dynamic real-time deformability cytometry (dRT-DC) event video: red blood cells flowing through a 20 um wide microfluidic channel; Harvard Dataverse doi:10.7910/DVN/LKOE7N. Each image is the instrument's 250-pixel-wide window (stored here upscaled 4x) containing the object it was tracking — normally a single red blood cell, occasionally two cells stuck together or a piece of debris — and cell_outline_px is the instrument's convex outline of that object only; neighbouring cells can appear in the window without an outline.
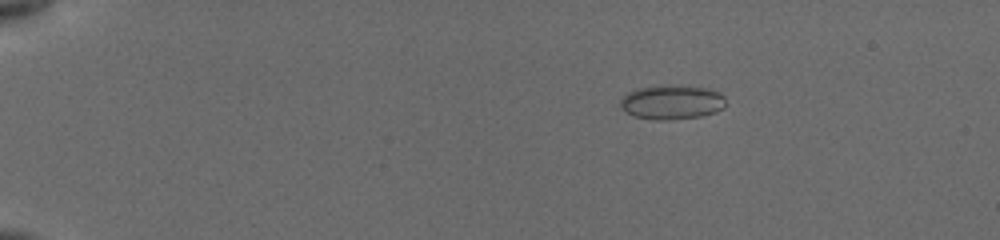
{"species": "common noctule bat (a hibernating species)", "species_latin": "Nyctalus noctula", "temperature_condition": "cold", "stored_images_in_passage": 42, "camera_frame_rate_fps": 3000, "um_per_image_px": 0.085, "animal": {"sex": "female", "body_mass_g": 19.5, "forearm_length_mm": 54.1}, "frame": {"image": 1, "passage_image": 16, "time_ms": 3.333, "image_size_px": [1000, 240], "cell_outline_px": [[724, 108], [716, 112], [700, 116], [672, 120], [652, 120], [636, 116], [624, 112], [620, 104], [620, 100], [628, 92], [636, 88], [664, 84], [704, 88], [720, 92], [724, 96]], "centroid_in_image_um": [57.08, 8.68], "position_along_channel_um": 27.9, "area_um2": 21.27}}
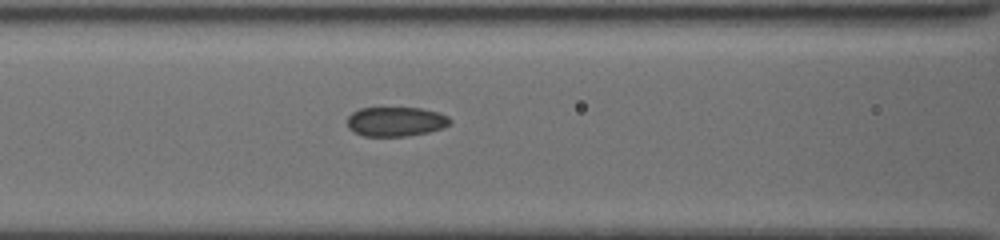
{"frame": {"image": 2, "passage_image": 34, "time_ms": 8.667, "image_size_px": [1000, 240], "cell_outline_px": [[452, 120], [448, 124], [440, 128], [428, 132], [408, 136], [364, 136], [348, 128], [348, 116], [352, 112], [360, 108], [420, 108], [440, 112], [448, 116]], "centroid_in_image_um": [33.64, 10.33], "position_along_channel_um": 133.0, "area_um2": 17.57}}
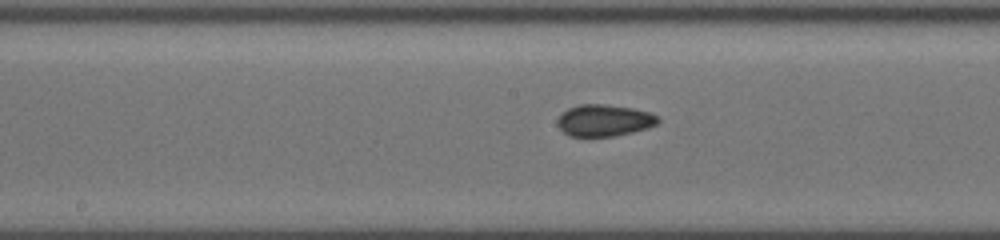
{"frame": {"image": 3, "passage_image": 40, "time_ms": 10.333, "image_size_px": [1000, 240], "cell_outline_px": [[660, 120], [656, 124], [648, 128], [632, 132], [612, 136], [568, 136], [556, 124], [556, 120], [568, 108], [580, 104], [604, 104], [632, 108], [648, 112], [660, 116]], "centroid_in_image_um": [51.36, 10.23], "position_along_channel_um": 196.8, "area_um2": 18.55}}